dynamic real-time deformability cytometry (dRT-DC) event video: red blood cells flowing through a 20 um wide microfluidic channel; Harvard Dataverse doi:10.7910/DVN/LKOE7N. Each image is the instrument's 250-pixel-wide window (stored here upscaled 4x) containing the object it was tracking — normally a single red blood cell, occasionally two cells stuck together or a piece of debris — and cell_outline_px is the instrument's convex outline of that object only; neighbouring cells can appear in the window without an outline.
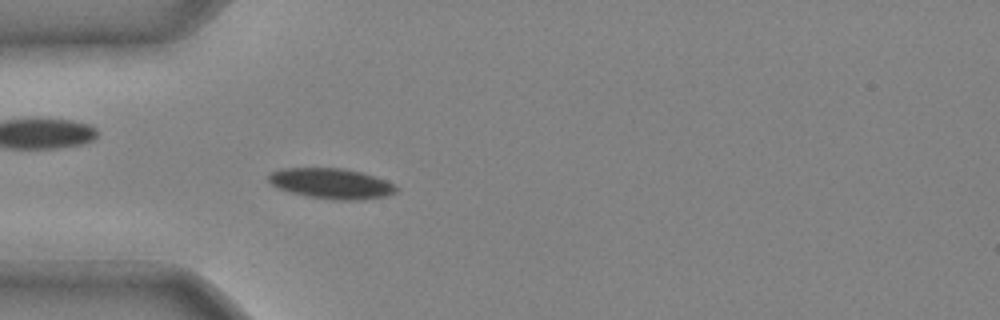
{"species": "common noctule bat (a hibernating species)", "species_latin": "Nyctalus noctula", "temperature_condition": "cold", "stored_images_in_passage": 42, "camera_frame_rate_fps": 3000, "um_per_image_px": 0.085, "animal": {"sex": "male", "body_mass_g": 20.4}, "frame": {"image": 1, "passage_image": 12, "time_ms": 3.667, "image_size_px": [1000, 320], "cell_outline_px": [[400, 188], [396, 192], [388, 196], [356, 200], [332, 200], [308, 196], [276, 188], [268, 180], [268, 172], [280, 168], [344, 168], [360, 172], [396, 184]], "centroid_in_image_um": [28.15, 15.6], "position_along_channel_um": 56.8, "area_um2": 22.77}}
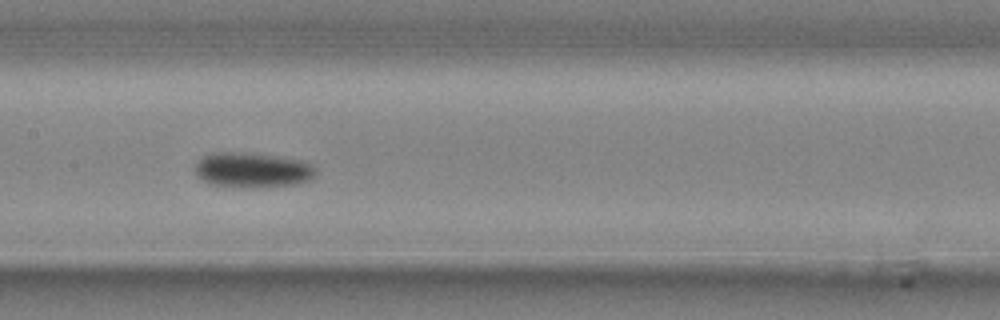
{"frame": {"image": 2, "passage_image": 21, "time_ms": 6.667, "image_size_px": [1000, 320], "cell_outline_px": [[316, 176], [312, 180], [296, 184], [268, 188], [240, 188], [212, 184], [196, 176], [196, 164], [204, 156], [212, 152], [244, 152], [276, 156], [300, 160], [312, 164], [316, 168]], "centroid_in_image_um": [21.51, 14.47], "position_along_channel_um": 185.9, "area_um2": 25.14}}
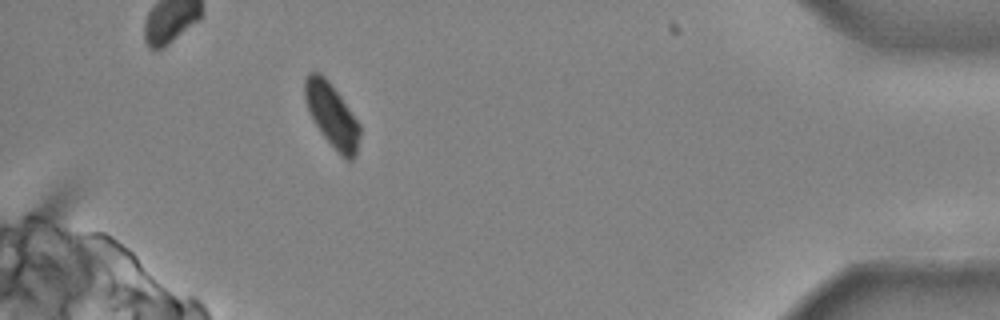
{"frame": {"image": 3, "passage_image": 39, "time_ms": 12.667, "image_size_px": [1000, 320], "cell_outline_px": [[360, 136], [356, 156], [352, 160], [344, 160], [340, 156], [320, 132], [312, 120], [308, 112], [304, 100], [304, 80], [308, 72], [320, 72], [328, 80], [340, 96], [360, 124]], "centroid_in_image_um": [28.19, 9.82], "position_along_channel_um": 407.0, "area_um2": 20.75}}